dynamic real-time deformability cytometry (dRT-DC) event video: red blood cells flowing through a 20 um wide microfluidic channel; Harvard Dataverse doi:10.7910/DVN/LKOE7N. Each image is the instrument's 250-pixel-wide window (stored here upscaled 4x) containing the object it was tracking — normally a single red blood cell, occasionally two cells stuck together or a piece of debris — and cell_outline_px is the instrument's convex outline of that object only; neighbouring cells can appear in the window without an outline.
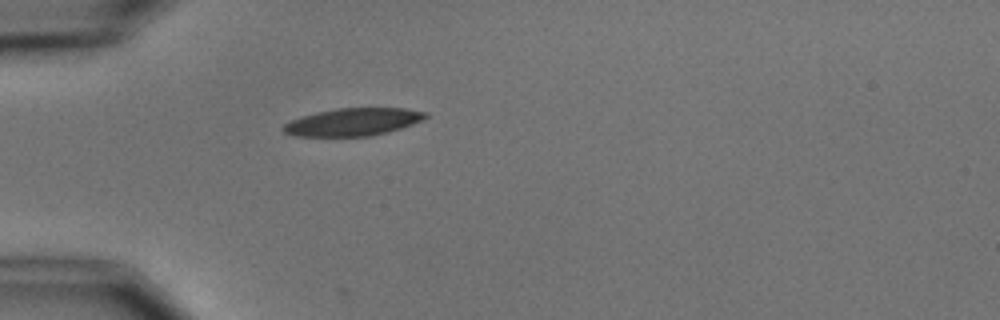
{"species": "common noctule bat (a hibernating species)", "species_latin": "Nyctalus noctula", "temperature_condition": "cold", "stored_images_in_passage": 1, "camera_frame_rate_fps": 3000, "um_per_image_px": 0.085, "animal": {"sex": "male", "body_mass_g": 15.6}, "frame": {"image": 1, "passage_image": 1, "time_ms": 0.0, "image_size_px": [1000, 320], "cell_outline_px": [[428, 116], [412, 124], [388, 132], [372, 136], [296, 136], [284, 132], [280, 128], [284, 124], [292, 120], [316, 112], [336, 108], [408, 108], [428, 112]], "centroid_in_image_um": [30.02, 10.36], "position_along_channel_um": 55.0, "area_um2": 22.83}}